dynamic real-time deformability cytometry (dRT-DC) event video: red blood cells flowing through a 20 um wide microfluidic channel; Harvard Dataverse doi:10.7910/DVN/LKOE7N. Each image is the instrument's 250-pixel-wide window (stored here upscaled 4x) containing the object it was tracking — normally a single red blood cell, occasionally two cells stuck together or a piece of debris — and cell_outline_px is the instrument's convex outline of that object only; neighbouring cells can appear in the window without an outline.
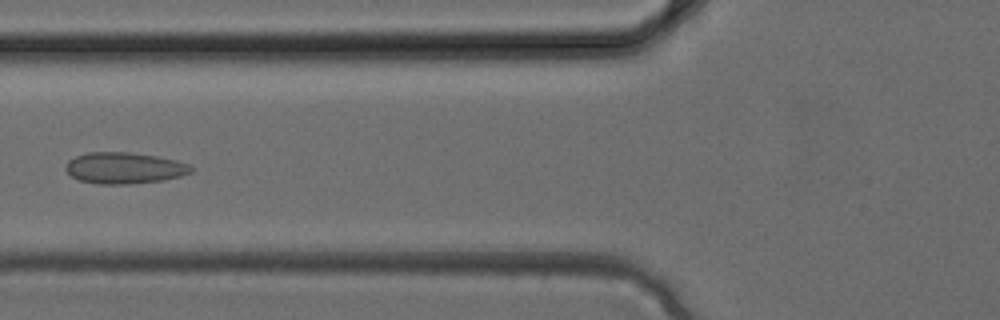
{"species": "common noctule bat (a hibernating species)", "species_latin": "Nyctalus noctula", "temperature_condition": "cold", "stored_images_in_passage": 4, "camera_frame_rate_fps": 3000, "um_per_image_px": 0.085, "animal": {"sex": "female", "body_mass_g": 24.6, "forearm_length_mm": 56.2}, "frame": {"image": 1, "passage_image": 4, "time_ms": 1.0, "image_size_px": [1000, 320], "cell_outline_px": [[192, 172], [180, 176], [164, 180], [124, 184], [100, 184], [80, 180], [72, 176], [64, 168], [64, 164], [68, 160], [76, 156], [88, 152], [128, 152], [156, 156], [176, 160], [188, 164], [192, 168]], "centroid_in_image_um": [10.54, 14.27], "position_along_channel_um": 115.3, "area_um2": 22.77}}